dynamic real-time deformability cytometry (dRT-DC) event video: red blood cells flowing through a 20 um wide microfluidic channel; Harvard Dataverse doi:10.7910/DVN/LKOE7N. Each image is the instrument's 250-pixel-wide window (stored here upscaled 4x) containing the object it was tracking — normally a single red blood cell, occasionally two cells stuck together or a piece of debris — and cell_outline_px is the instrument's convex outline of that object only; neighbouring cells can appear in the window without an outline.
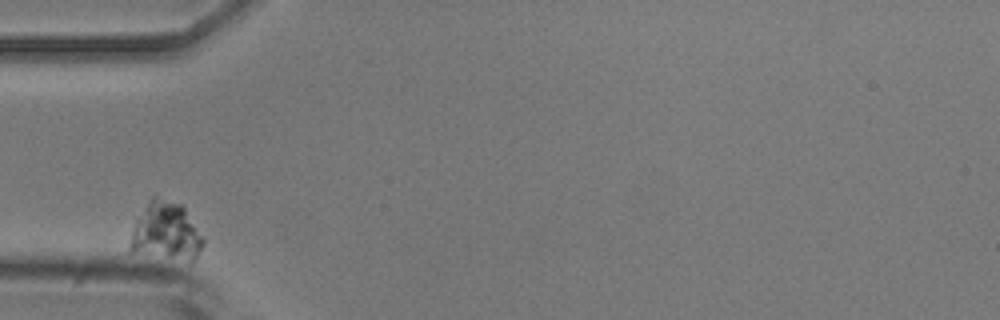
{"species": "common noctule bat (a hibernating species)", "species_latin": "Nyctalus noctula", "temperature_condition": "room temperature", "stored_images_in_passage": 1, "camera_frame_rate_fps": 3000, "um_per_image_px": 0.085, "animal": {"sex": "male", "body_mass_g": 20.5, "forearm_length_mm": 52.5}, "frame": {"image": 1, "passage_image": 1, "time_ms": 0.0, "image_size_px": [1000, 320], "cell_outline_px": [[204, 244], [200, 252], [192, 260], [128, 252], [128, 244], [136, 220], [152, 196], [156, 196], [180, 204], [184, 208], [204, 236]], "centroid_in_image_um": [14.1, 19.68], "position_along_channel_um": 70.9, "area_um2": 24.51}}